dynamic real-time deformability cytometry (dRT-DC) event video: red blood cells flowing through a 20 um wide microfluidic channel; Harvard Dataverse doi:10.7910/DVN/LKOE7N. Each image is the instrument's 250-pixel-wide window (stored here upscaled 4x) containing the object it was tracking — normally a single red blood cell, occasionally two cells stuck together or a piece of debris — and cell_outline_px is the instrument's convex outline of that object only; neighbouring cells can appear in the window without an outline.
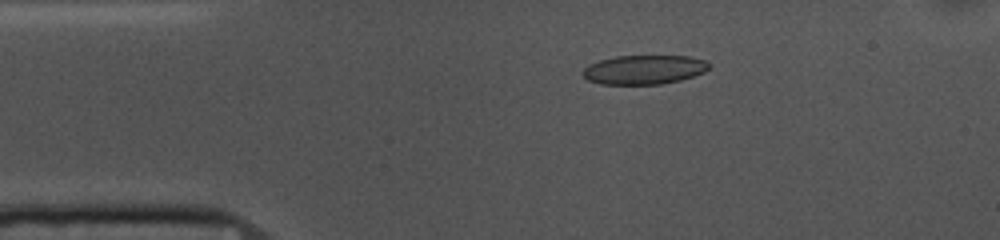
{"species": "common noctule bat (a hibernating species)", "species_latin": "Nyctalus noctula", "temperature_condition": "cold", "stored_images_in_passage": 46, "camera_frame_rate_fps": 3000, "um_per_image_px": 0.085, "animal": {"sex": "female", "body_mass_g": 10.0, "forearm_length_mm": 53.1}, "frame": {"image": 1, "passage_image": 2, "time_ms": 0.333, "image_size_px": [1000, 240], "cell_outline_px": [[712, 64], [704, 72], [680, 80], [660, 84], [600, 84], [588, 80], [584, 76], [584, 68], [588, 64], [600, 60], [616, 56], [688, 56], [704, 60]], "centroid_in_image_um": [54.75, 5.92], "position_along_channel_um": 30.3, "area_um2": 21.33}}
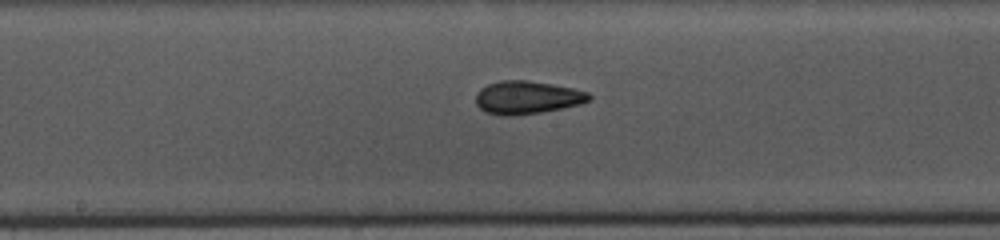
{"frame": {"image": 2, "passage_image": 19, "time_ms": 6.0, "image_size_px": [1000, 240], "cell_outline_px": [[592, 100], [580, 104], [540, 112], [516, 116], [504, 116], [484, 112], [476, 104], [476, 92], [480, 88], [488, 84], [500, 80], [528, 80], [552, 84], [572, 88], [588, 92], [592, 96]], "centroid_in_image_um": [44.78, 8.28], "position_along_channel_um": 203.4, "area_um2": 21.96}}
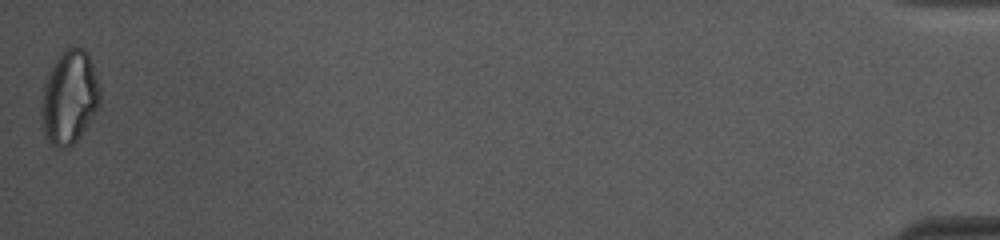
{"frame": {"image": 3, "passage_image": 46, "time_ms": 15.0, "image_size_px": [1000, 240], "cell_outline_px": [[100, 100], [88, 124], [80, 136], [68, 148], [56, 148], [48, 140], [44, 132], [40, 108], [40, 104], [44, 84], [48, 72], [52, 64], [60, 52], [68, 44], [84, 48], [88, 52], [100, 88]], "centroid_in_image_um": [5.87, 8.21], "position_along_channel_um": 429.3, "area_um2": 32.19}, "authors_computed_cell_mechanics": {"area_um2": 21.9929, "velocity_mm_per_s": 3.6525, "shape_relaxation_time_tau1_ms": 10.0166, "shape_relaxation_time_tau2_ms": 2.4382, "deformation_change_tau1": 0.1843, "deformation_change_tau2": 0.0987}}